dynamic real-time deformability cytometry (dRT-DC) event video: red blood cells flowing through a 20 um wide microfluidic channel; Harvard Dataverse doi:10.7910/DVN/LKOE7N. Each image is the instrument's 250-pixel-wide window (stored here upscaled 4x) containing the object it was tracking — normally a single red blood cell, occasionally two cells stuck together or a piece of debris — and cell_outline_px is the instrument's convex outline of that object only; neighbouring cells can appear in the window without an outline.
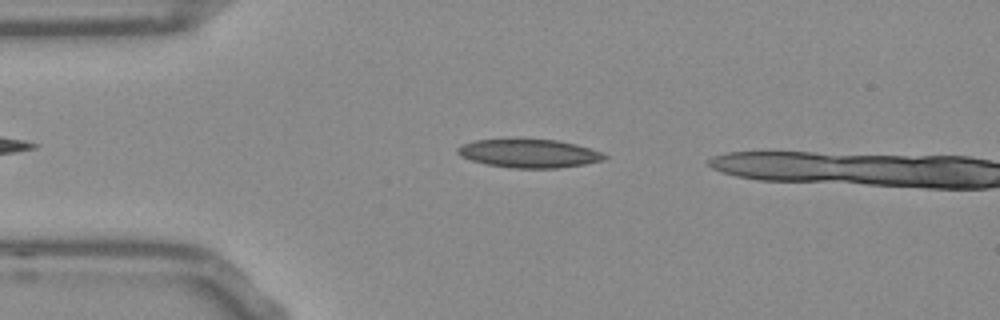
{"species": "Egyptian fruit bat (a non-hibernating species)", "species_latin": "Rousettus aegyptiacus", "temperature_condition": "room temperature", "stored_images_in_passage": 12, "camera_frame_rate_fps": 3000, "um_per_image_px": 0.085, "frame": {"image": 1, "passage_image": 9, "time_ms": 2.667, "image_size_px": [1000, 320], "cell_outline_px": [[608, 156], [604, 160], [584, 164], [560, 168], [512, 168], [488, 164], [472, 160], [460, 156], [456, 152], [456, 148], [460, 144], [472, 140], [516, 136], [556, 140], [576, 144], [600, 152]], "centroid_in_image_um": [44.88, 12.99], "position_along_channel_um": 40.1, "area_um2": 25.32}}